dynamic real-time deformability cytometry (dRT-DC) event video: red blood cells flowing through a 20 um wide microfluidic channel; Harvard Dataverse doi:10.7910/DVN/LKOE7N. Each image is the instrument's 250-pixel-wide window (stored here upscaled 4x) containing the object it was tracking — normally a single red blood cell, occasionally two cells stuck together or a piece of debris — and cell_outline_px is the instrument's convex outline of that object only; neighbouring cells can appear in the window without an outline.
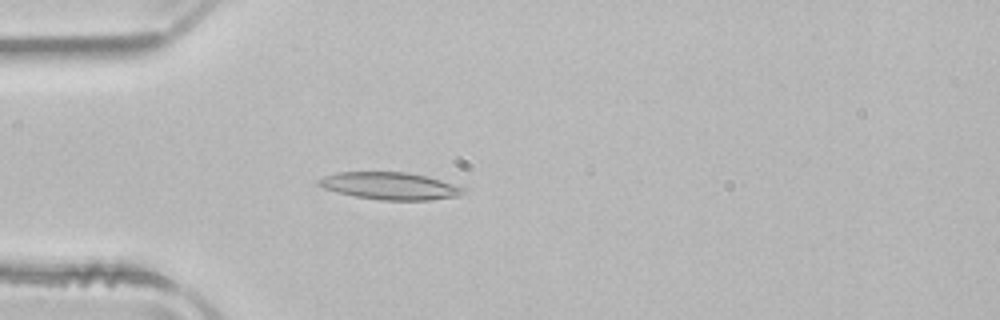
{"species": "common noctule bat (a hibernating species)", "species_latin": "Nyctalus noctula", "temperature_condition": "room temperature", "stored_images_in_passage": 51, "camera_frame_rate_fps": 3000, "um_per_image_px": 0.085, "animal": {"sex": "male", "body_mass_g": 21.5, "forearm_length_mm": 52.0}, "frame": {"image": 1, "passage_image": 14, "time_ms": 4.333, "image_size_px": [1000, 320], "cell_outline_px": [[468, 192], [460, 196], [428, 200], [380, 200], [356, 196], [324, 188], [316, 184], [316, 180], [324, 176], [336, 172], [408, 172], [440, 180], [468, 188]], "centroid_in_image_um": [33.19, 15.8], "position_along_channel_um": 51.8, "area_um2": 23.06}}
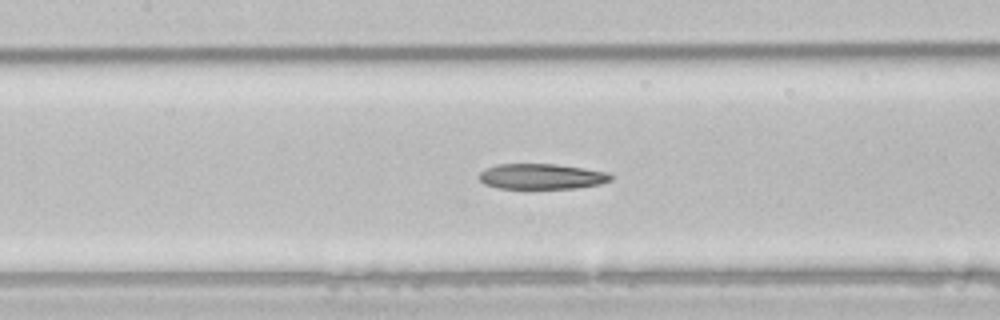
{"frame": {"image": 2, "passage_image": 23, "time_ms": 7.333, "image_size_px": [1000, 320], "cell_outline_px": [[612, 180], [600, 184], [576, 188], [496, 188], [484, 184], [476, 176], [484, 168], [496, 164], [556, 164], [584, 168], [608, 172], [612, 176]], "centroid_in_image_um": [45.99, 14.99], "position_along_channel_um": 161.4, "area_um2": 19.71}}
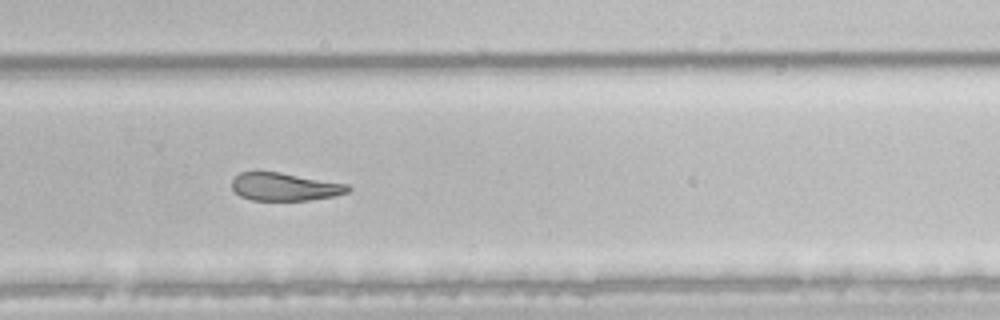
{"frame": {"image": 3, "passage_image": 34, "time_ms": 11.0, "image_size_px": [1000, 320], "cell_outline_px": [[352, 188], [348, 192], [332, 196], [308, 200], [252, 200], [240, 196], [232, 188], [232, 180], [240, 172], [256, 168], [280, 172], [348, 184]], "centroid_in_image_um": [24.14, 15.83], "position_along_channel_um": 305.7, "area_um2": 19.31}, "authors_computed_cell_mechanics": {"area_um2": 22.5998, "velocity_mm_per_s": 3.952, "shape_relaxation_time_tau1_ms": 8.6094, "shape_relaxation_time_tau2_ms": 7.6217, "deformation_change_tau1": 0.2162, "deformation_change_tau2": 0.188}}